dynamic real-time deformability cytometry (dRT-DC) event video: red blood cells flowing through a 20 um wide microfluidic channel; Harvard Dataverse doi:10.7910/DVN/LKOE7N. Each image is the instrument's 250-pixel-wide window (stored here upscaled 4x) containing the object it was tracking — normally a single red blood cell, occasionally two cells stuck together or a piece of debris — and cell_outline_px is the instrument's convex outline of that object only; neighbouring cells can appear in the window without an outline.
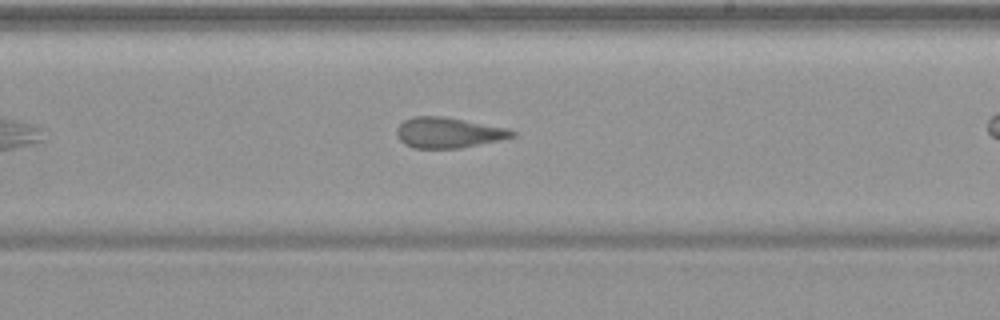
{"species": "common noctule bat (a hibernating species)", "species_latin": "Nyctalus noctula", "temperature_condition": "warm", "stored_images_in_passage": 27, "camera_frame_rate_fps": 3000, "um_per_image_px": 0.085, "animal": {"sex": "female", "body_mass_g": 19.9}, "frame": {"image": 1, "passage_image": 16, "time_ms": 5.0, "image_size_px": [1000, 320], "cell_outline_px": [[516, 136], [500, 140], [460, 148], [412, 148], [404, 144], [396, 136], [396, 128], [404, 120], [412, 116], [444, 116], [508, 128], [516, 132]], "centroid_in_image_um": [38.09, 11.27], "position_along_channel_um": 250.9, "area_um2": 20.69}}